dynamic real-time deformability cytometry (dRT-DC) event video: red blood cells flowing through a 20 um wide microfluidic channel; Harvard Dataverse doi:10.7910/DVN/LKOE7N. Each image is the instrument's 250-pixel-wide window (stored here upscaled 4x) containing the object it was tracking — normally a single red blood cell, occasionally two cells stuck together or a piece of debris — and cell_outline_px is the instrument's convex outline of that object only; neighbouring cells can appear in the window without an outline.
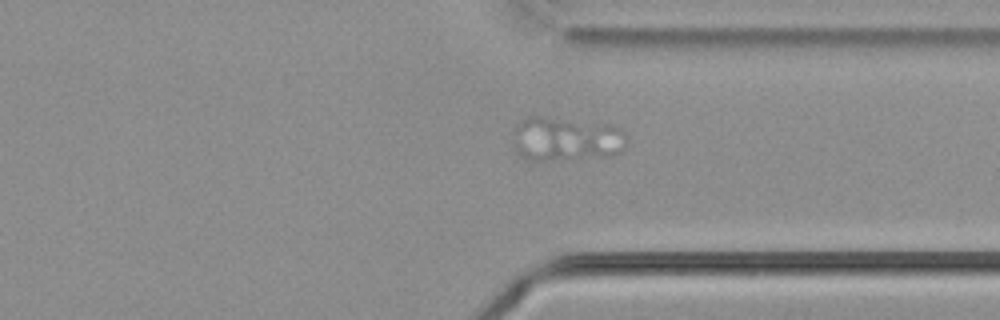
{"species": "common noctule bat (a hibernating species)", "species_latin": "Nyctalus noctula", "temperature_condition": "cold", "stored_images_in_passage": 52, "segment_of_instrument_passage": [2, 2], "camera_frame_rate_fps": 3000, "um_per_image_px": 0.085, "animal": {"sex": "male", "body_mass_g": 21.5, "forearm_length_mm": 52.0}, "frame": {"image": 1, "passage_image": 38, "time_ms": 12.333, "image_size_px": [1000, 320], "cell_outline_px": [[628, 144], [620, 152], [608, 156], [544, 160], [528, 160], [520, 156], [516, 152], [512, 144], [516, 124], [524, 116], [536, 116], [612, 124], [624, 132], [628, 140]], "centroid_in_image_um": [48.1, 11.8], "position_along_channel_um": 363.3, "area_um2": 29.54}}
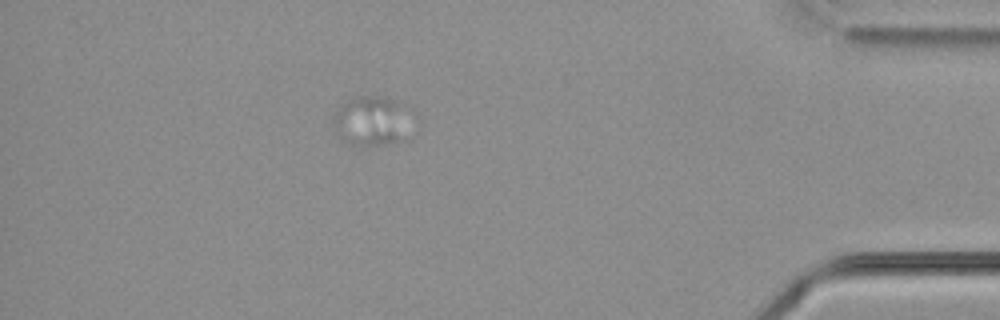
{"frame": {"image": 2, "passage_image": 45, "time_ms": 14.667, "image_size_px": [1000, 320], "cell_outline_px": [[408, 140], [384, 144], [352, 144], [340, 132], [332, 120], [336, 108], [348, 100], [360, 96], [376, 96], [392, 100], [400, 104]], "centroid_in_image_um": [31.51, 10.27], "position_along_channel_um": 403.7, "area_um2": 20.98}}